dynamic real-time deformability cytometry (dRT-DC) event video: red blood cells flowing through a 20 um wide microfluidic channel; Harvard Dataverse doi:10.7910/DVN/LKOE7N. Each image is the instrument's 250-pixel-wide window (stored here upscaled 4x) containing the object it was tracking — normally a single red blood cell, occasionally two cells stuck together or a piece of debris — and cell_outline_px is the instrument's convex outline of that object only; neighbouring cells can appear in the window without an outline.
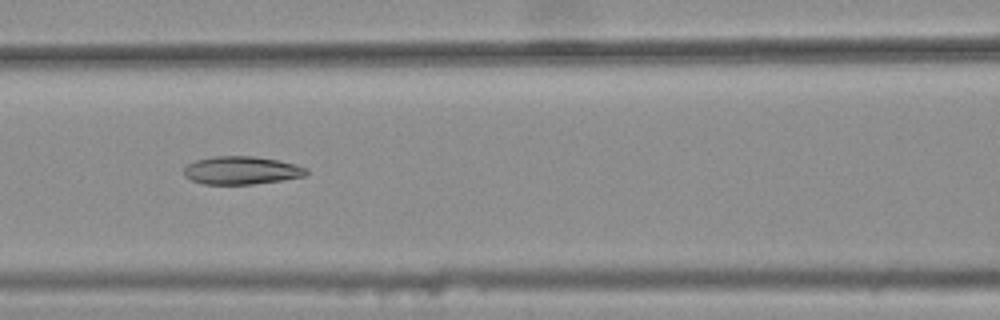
{"species": "common noctule bat (a hibernating species)", "species_latin": "Nyctalus noctula", "temperature_condition": "warm", "stored_images_in_passage": 8, "camera_frame_rate_fps": 3000, "um_per_image_px": 0.085, "animal": {"sex": "female", "body_mass_g": 25.1}, "frame": {"image": 1, "passage_image": 7, "time_ms": 2.0, "image_size_px": [1000, 320], "cell_outline_px": [[308, 172], [304, 176], [280, 180], [252, 184], [204, 184], [192, 180], [184, 176], [184, 168], [188, 164], [196, 160], [212, 156], [252, 156], [276, 160], [296, 164], [308, 168]], "centroid_in_image_um": [20.51, 14.48], "position_along_channel_um": 146.1, "area_um2": 19.88}}
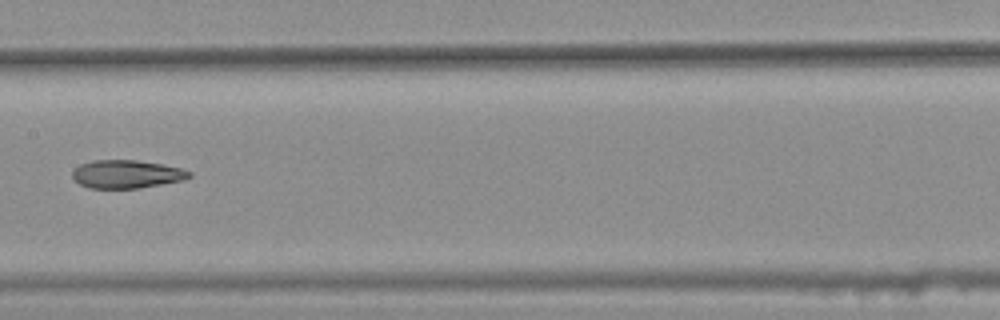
{"frame": {"image": 2, "passage_image": 8, "time_ms": 2.333, "image_size_px": [1000, 320], "cell_outline_px": [[192, 176], [180, 180], [140, 188], [88, 188], [80, 184], [72, 176], [72, 172], [80, 164], [92, 160], [136, 160], [160, 164], [180, 168], [192, 172]], "centroid_in_image_um": [10.73, 14.8], "position_along_channel_um": 196.7, "area_um2": 18.96}}